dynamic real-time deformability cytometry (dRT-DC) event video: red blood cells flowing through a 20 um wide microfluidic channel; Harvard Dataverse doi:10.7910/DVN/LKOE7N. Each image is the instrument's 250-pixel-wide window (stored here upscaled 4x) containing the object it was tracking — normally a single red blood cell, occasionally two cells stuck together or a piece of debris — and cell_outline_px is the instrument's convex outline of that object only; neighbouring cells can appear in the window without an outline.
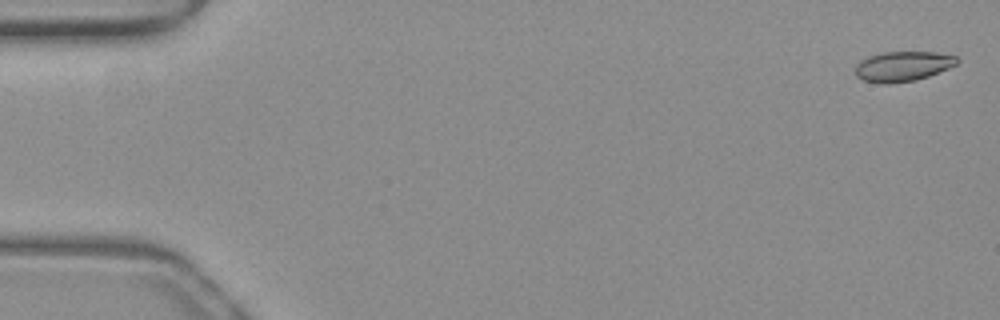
{"species": "common noctule bat (a hibernating species)", "species_latin": "Nyctalus noctula", "temperature_condition": "warm", "stored_images_in_passage": 53, "camera_frame_rate_fps": 3000, "um_per_image_px": 0.085, "animal": {"sex": "female", "body_mass_g": 19.3, "forearm_length_mm": 54.1}, "frame": {"image": 1, "passage_image": 2, "time_ms": 0.333, "image_size_px": [1000, 320], "cell_outline_px": [[960, 60], [956, 64], [948, 68], [928, 76], [916, 80], [888, 84], [884, 84], [864, 80], [856, 76], [856, 64], [860, 60], [868, 56], [880, 52], [936, 52], [956, 56]], "centroid_in_image_um": [76.72, 5.63], "position_along_channel_um": 8.3, "area_um2": 17.8}}
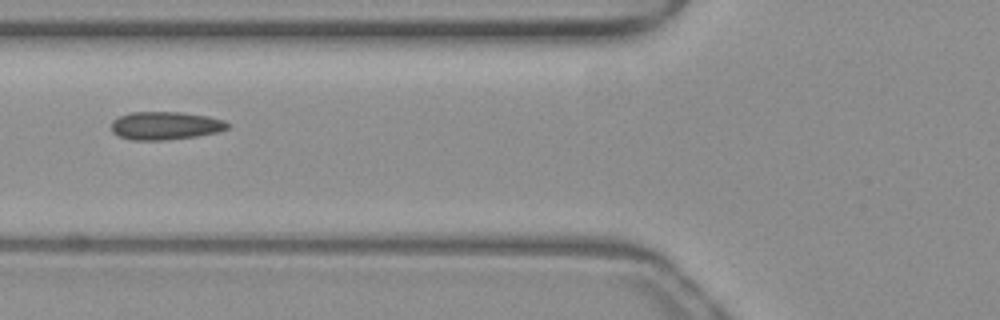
{"frame": {"image": 2, "passage_image": 21, "time_ms": 6.667, "image_size_px": [1000, 320], "cell_outline_px": [[228, 128], [216, 132], [196, 136], [164, 140], [132, 140], [120, 136], [112, 132], [112, 120], [128, 112], [180, 112], [208, 116], [224, 120], [228, 124]], "centroid_in_image_um": [14.03, 10.67], "position_along_channel_um": 111.8, "area_um2": 18.9}}
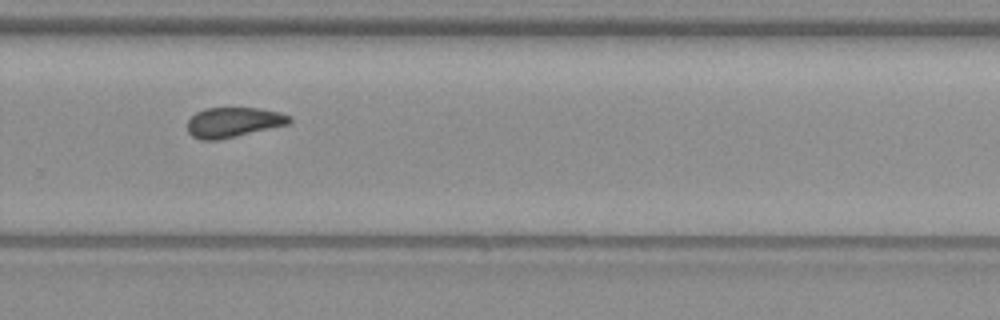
{"frame": {"image": 3, "passage_image": 36, "time_ms": 11.667, "image_size_px": [1000, 320], "cell_outline_px": [[292, 120], [288, 124], [220, 140], [200, 140], [192, 136], [188, 132], [188, 120], [196, 112], [204, 108], [260, 108], [280, 112], [292, 116]], "centroid_in_image_um": [19.84, 10.39], "position_along_channel_um": 310.0, "area_um2": 17.92}, "authors_computed_cell_mechanics": {"area_um2": 18.2648, "velocity_mm_per_s": 3.9747, "shape_relaxation_time_tau1_ms": null, "shape_relaxation_time_tau2_ms": 2.4072, "deformation_change_tau1": null, "deformation_change_tau2": 0.0476}}